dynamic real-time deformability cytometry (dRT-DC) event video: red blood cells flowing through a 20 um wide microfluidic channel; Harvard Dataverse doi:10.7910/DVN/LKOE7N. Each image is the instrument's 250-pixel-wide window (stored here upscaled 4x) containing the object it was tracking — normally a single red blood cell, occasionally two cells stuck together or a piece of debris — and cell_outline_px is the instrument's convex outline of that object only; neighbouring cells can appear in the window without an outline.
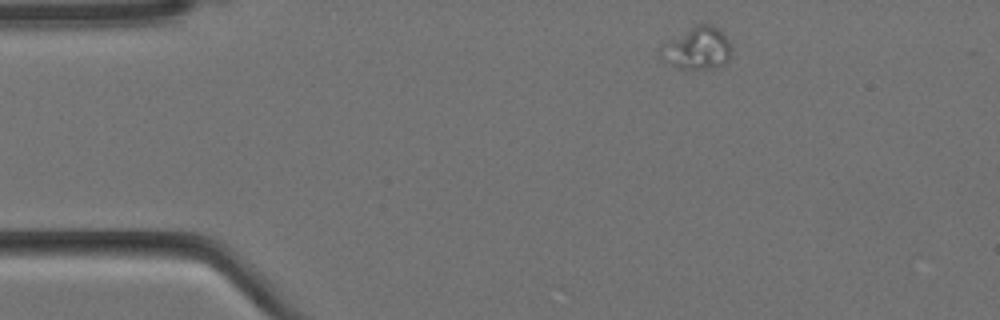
{"species": "Egyptian fruit bat (a non-hibernating species)", "species_latin": "Rousettus aegyptiacus", "temperature_condition": "cold", "stored_images_in_passage": 4, "camera_frame_rate_fps": 3000, "um_per_image_px": 0.085, "animal": {"sex": "female"}, "frame": {"image": 1, "passage_image": 1, "time_ms": 0.0, "image_size_px": [1000, 320], "cell_outline_px": [[732, 52], [728, 64], [712, 68], [680, 68], [660, 60], [660, 56], [664, 44], [696, 24], [712, 24], [720, 28], [728, 40], [732, 48]], "centroid_in_image_um": [59.34, 4.11], "position_along_channel_um": 25.7, "area_um2": 17.46}}
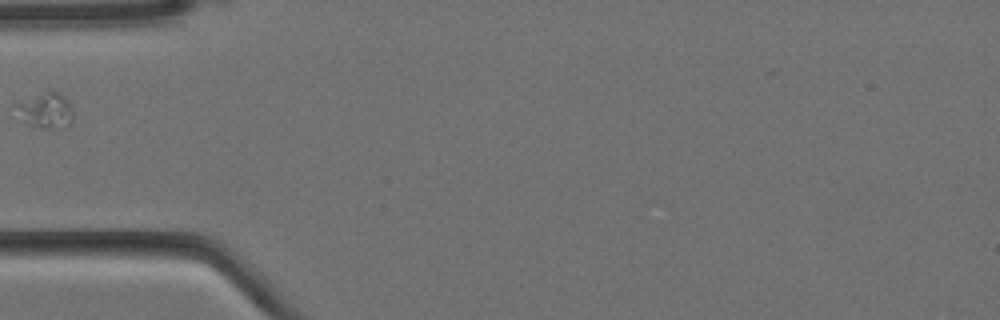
{"frame": {"image": 2, "passage_image": 4, "time_ms": 1.0, "image_size_px": [1000, 320], "cell_outline_px": [[72, 120], [64, 128], [40, 128], [28, 124], [20, 120], [12, 104], [48, 88], [52, 88], [60, 92], [68, 100], [72, 112]], "centroid_in_image_um": [3.82, 9.33], "position_along_channel_um": 81.2, "area_um2": 12.48}}